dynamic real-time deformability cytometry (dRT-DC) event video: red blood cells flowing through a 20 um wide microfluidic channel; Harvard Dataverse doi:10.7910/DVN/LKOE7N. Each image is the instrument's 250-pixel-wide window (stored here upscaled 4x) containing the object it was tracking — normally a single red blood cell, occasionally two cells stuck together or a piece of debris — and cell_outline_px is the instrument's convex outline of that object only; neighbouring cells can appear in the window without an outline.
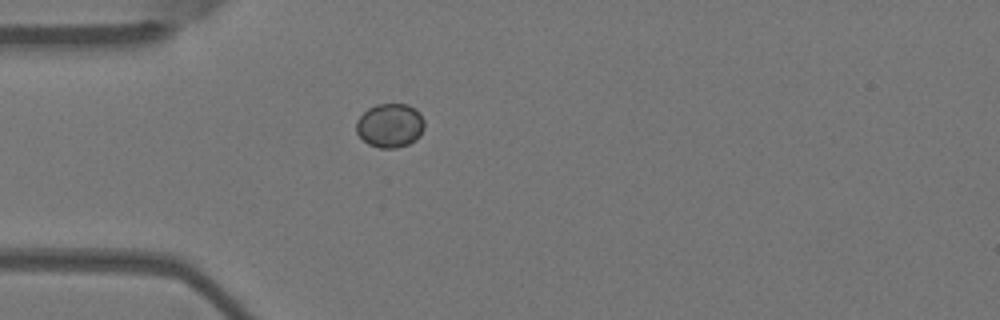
{"species": "Egyptian fruit bat (a non-hibernating species)", "species_latin": "Rousettus aegyptiacus", "temperature_condition": "warm", "stored_images_in_passage": 1, "camera_frame_rate_fps": 3000, "um_per_image_px": 0.085, "animal": {"sex": "female"}, "frame": {"image": 1, "passage_image": 1, "time_ms": 0.0, "image_size_px": [1000, 320], "cell_outline_px": [[424, 128], [420, 136], [416, 140], [408, 144], [396, 148], [380, 148], [368, 144], [356, 132], [356, 120], [368, 108], [376, 104], [408, 104], [416, 108], [420, 112], [424, 120]], "centroid_in_image_um": [33.17, 10.65], "position_along_channel_um": 51.8, "area_um2": 17.69}}